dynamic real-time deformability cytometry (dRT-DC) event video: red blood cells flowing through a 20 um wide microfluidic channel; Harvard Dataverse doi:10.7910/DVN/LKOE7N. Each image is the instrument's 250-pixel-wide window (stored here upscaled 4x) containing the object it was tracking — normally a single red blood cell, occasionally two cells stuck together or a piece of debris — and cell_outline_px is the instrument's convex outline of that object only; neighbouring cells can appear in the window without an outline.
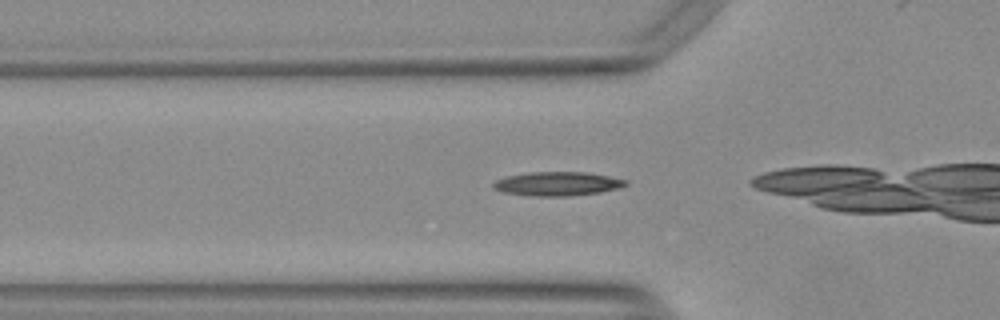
{"species": "Egyptian fruit bat (a non-hibernating species)", "species_latin": "Rousettus aegyptiacus", "temperature_condition": "warm", "stored_images_in_passage": 37, "camera_frame_rate_fps": 3000, "um_per_image_px": 0.085, "animal": {"sex": "female"}, "frame": {"image": 1, "passage_image": 11, "time_ms": 3.333, "image_size_px": [1000, 320], "cell_outline_px": [[628, 184], [620, 188], [600, 192], [568, 196], [532, 196], [504, 192], [492, 188], [492, 184], [496, 180], [508, 176], [532, 172], [584, 172], [608, 176], [628, 180]], "centroid_in_image_um": [47.4, 15.62], "position_along_channel_um": 78.4, "area_um2": 18.38}}
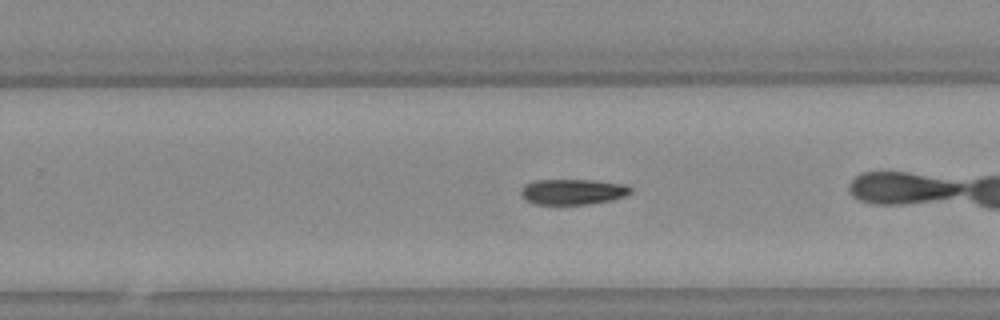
{"frame": {"image": 2, "passage_image": 27, "time_ms": 8.667, "image_size_px": [1000, 320], "cell_outline_px": [[632, 192], [624, 196], [612, 200], [588, 204], [536, 204], [524, 200], [520, 192], [520, 188], [524, 184], [532, 180], [596, 180], [624, 184], [632, 188]], "centroid_in_image_um": [48.65, 16.29], "position_along_channel_um": 281.1, "area_um2": 16.53}}